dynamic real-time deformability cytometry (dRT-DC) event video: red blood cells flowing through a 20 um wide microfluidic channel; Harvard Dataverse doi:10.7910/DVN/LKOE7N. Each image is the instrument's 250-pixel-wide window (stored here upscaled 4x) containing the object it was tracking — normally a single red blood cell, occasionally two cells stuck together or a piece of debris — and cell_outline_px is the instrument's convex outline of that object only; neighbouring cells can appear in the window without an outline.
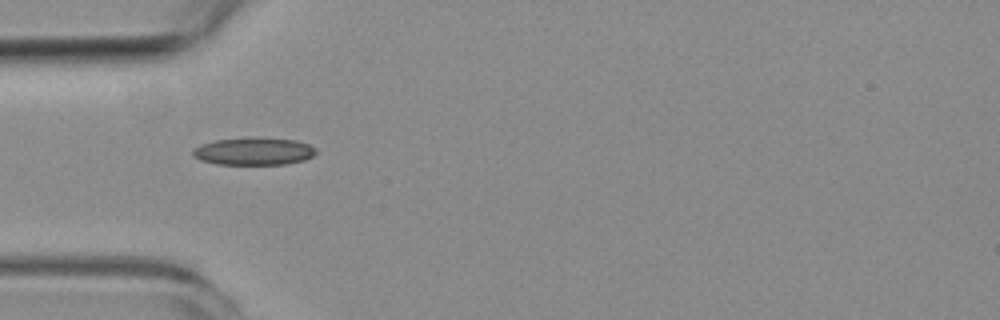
{"species": "common noctule bat (a hibernating species)", "species_latin": "Nyctalus noctula", "temperature_condition": "room temperature", "stored_images_in_passage": 4, "camera_frame_rate_fps": 3000, "um_per_image_px": 0.085, "animal": {"sex": "female", "body_mass_g": 19.3, "forearm_length_mm": 54.1}, "frame": {"image": 1, "passage_image": 1, "time_ms": 0.0, "image_size_px": [1000, 320], "cell_outline_px": [[316, 152], [312, 156], [304, 160], [284, 164], [216, 164], [200, 160], [192, 156], [192, 148], [200, 144], [216, 140], [256, 136], [296, 140], [308, 144], [316, 148]], "centroid_in_image_um": [21.54, 12.84], "position_along_channel_um": 63.5, "area_um2": 20.06}}
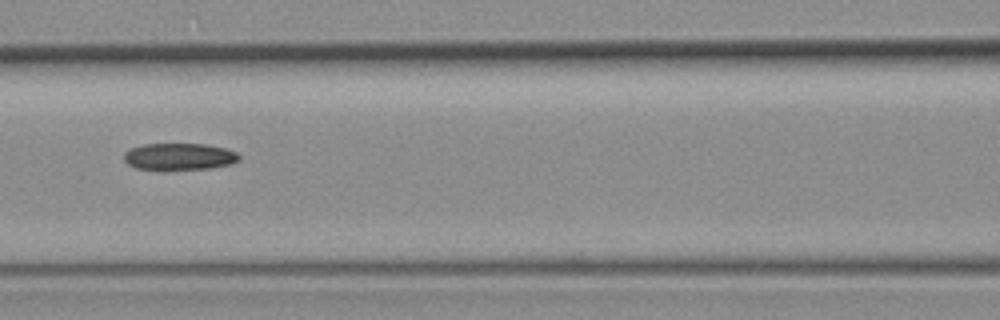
{"frame": {"image": 2, "passage_image": 3, "time_ms": 2.333, "image_size_px": [1000, 320], "cell_outline_px": [[240, 160], [228, 164], [212, 168], [164, 172], [136, 168], [128, 164], [124, 160], [124, 152], [132, 148], [144, 144], [204, 144], [228, 148], [236, 152], [240, 156]], "centroid_in_image_um": [15.23, 13.34], "position_along_channel_um": 151.4, "area_um2": 18.67}}
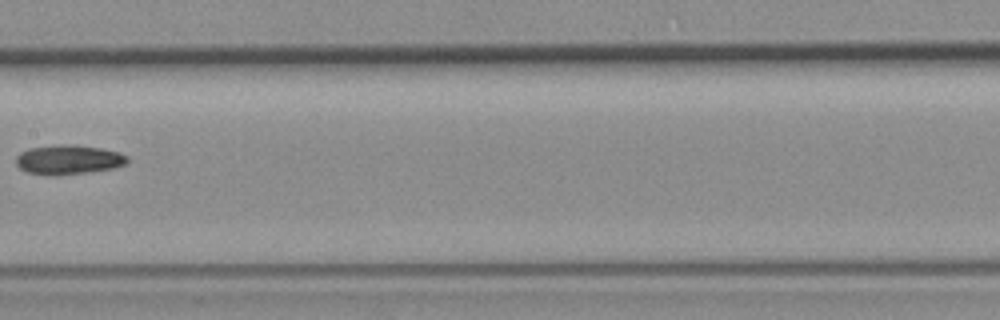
{"frame": {"image": 3, "passage_image": 4, "time_ms": 3.667, "image_size_px": [1000, 320], "cell_outline_px": [[128, 164], [112, 168], [84, 172], [48, 176], [28, 172], [20, 168], [16, 164], [16, 156], [20, 152], [28, 148], [64, 144], [100, 148], [120, 152], [128, 156]], "centroid_in_image_um": [5.81, 13.57], "position_along_channel_um": 201.6, "area_um2": 18.96}}